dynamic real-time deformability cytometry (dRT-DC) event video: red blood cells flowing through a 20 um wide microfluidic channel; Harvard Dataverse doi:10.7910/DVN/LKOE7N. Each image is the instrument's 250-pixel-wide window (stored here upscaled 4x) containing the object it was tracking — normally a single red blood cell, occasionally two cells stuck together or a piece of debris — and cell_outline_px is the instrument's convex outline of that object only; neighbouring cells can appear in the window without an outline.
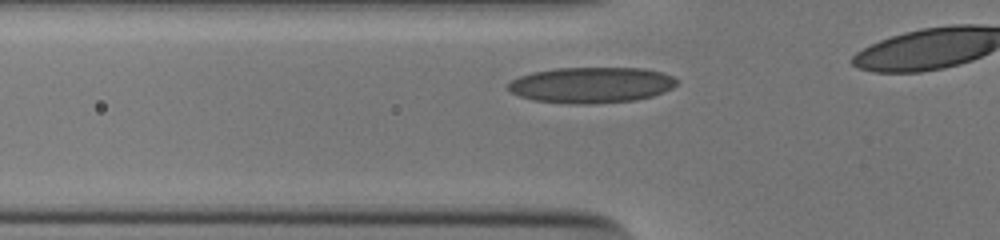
{"species": "human", "species_latin": "Homo sapiens", "temperature_condition": "cold", "stored_images_in_passage": 10, "camera_frame_rate_fps": 3000, "um_per_image_px": 0.085, "donor": {"sex": "male"}, "frame": {"image": 1, "passage_image": 4, "time_ms": 1.0, "image_size_px": [1000, 240], "cell_outline_px": [[676, 84], [672, 88], [664, 92], [652, 96], [636, 100], [592, 104], [568, 104], [532, 100], [520, 96], [512, 92], [508, 88], [508, 84], [512, 80], [520, 76], [532, 72], [556, 68], [644, 68], [660, 72], [672, 76], [676, 80]], "centroid_in_image_um": [50.25, 7.23], "position_along_channel_um": 75.5, "area_um2": 35.26}}
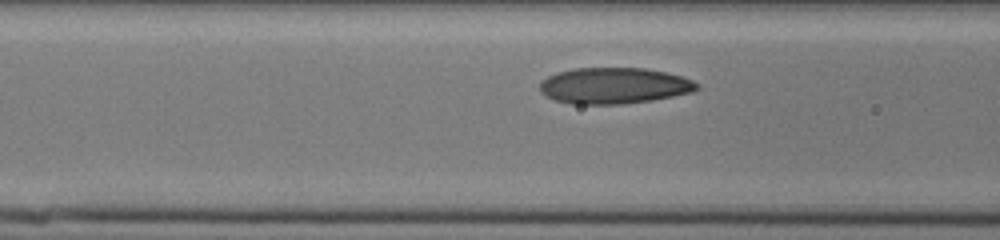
{"frame": {"image": 2, "passage_image": 7, "time_ms": 2.0, "image_size_px": [1000, 240], "cell_outline_px": [[700, 88], [692, 92], [652, 100], [624, 104], [572, 104], [556, 100], [540, 92], [540, 80], [556, 72], [572, 68], [644, 68], [664, 72], [680, 76], [692, 80], [700, 84]], "centroid_in_image_um": [52.18, 7.28], "position_along_channel_um": 114.4, "area_um2": 33.12}}